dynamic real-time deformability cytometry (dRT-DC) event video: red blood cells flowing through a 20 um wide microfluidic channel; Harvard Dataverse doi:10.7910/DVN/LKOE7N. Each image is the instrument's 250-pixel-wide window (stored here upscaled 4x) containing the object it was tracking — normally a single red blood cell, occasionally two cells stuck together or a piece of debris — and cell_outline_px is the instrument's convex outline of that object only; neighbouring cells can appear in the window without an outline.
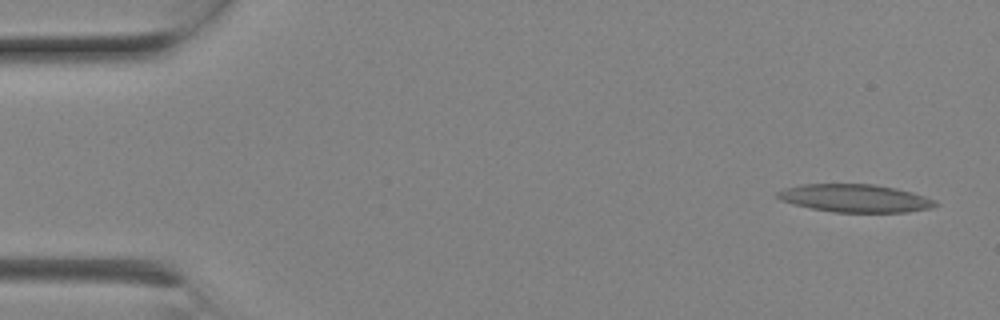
{"species": "Egyptian fruit bat (a non-hibernating species)", "species_latin": "Rousettus aegyptiacus", "temperature_condition": "room temperature", "stored_images_in_passage": 7, "camera_frame_rate_fps": 3000, "um_per_image_px": 0.085, "animal": {"sex": "female"}, "frame": {"image": 1, "passage_image": 1, "time_ms": 0.0, "image_size_px": [1000, 320], "cell_outline_px": [[940, 204], [932, 208], [908, 212], [832, 212], [812, 208], [780, 200], [776, 196], [776, 192], [784, 188], [800, 184], [872, 184], [896, 188], [912, 192], [936, 200]], "centroid_in_image_um": [72.7, 16.85], "position_along_channel_um": 12.3, "area_um2": 25.72}}
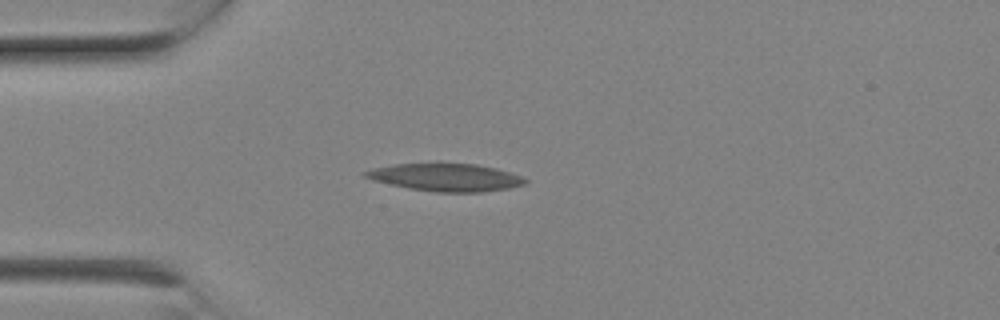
{"frame": {"image": 2, "passage_image": 5, "time_ms": 1.333, "image_size_px": [1000, 320], "cell_outline_px": [[528, 180], [524, 184], [508, 188], [480, 192], [436, 192], [408, 188], [372, 180], [364, 176], [360, 172], [372, 168], [392, 164], [476, 164], [496, 168], [520, 176]], "centroid_in_image_um": [37.83, 15.07], "position_along_channel_um": 47.2, "area_um2": 25.49}}
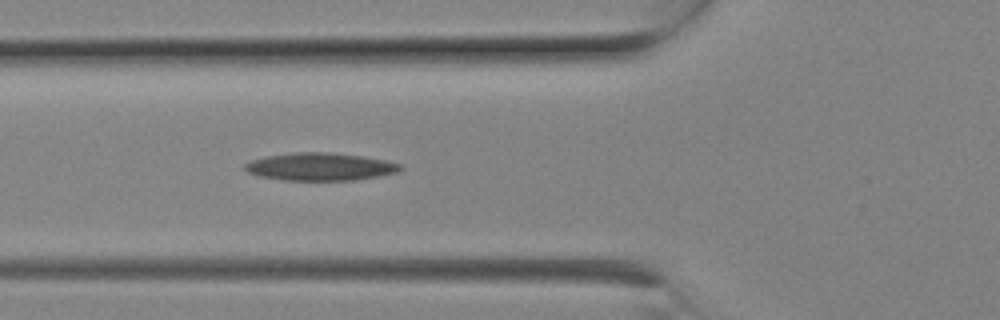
{"frame": {"image": 3, "passage_image": 7, "time_ms": 2.0, "image_size_px": [1000, 320], "cell_outline_px": [[404, 168], [400, 172], [352, 180], [284, 180], [260, 176], [248, 172], [244, 168], [244, 164], [252, 160], [264, 156], [296, 152], [332, 152], [364, 156], [388, 160], [400, 164]], "centroid_in_image_um": [27.25, 14.16], "position_along_channel_um": 98.6, "area_um2": 25.2}}